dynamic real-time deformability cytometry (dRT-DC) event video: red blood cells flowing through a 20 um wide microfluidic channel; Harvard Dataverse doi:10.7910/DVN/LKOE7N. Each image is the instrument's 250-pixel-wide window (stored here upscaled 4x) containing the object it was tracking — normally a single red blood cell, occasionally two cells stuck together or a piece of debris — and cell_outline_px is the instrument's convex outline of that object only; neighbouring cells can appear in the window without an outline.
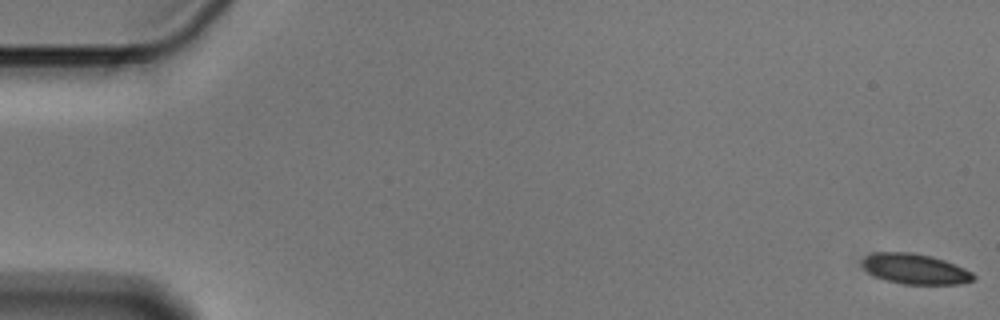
{"species": "Egyptian fruit bat (a non-hibernating species)", "species_latin": "Rousettus aegyptiacus", "temperature_condition": "cold", "stored_images_in_passage": 57, "camera_frame_rate_fps": 3000, "um_per_image_px": 0.085, "animal": {"sex": "male"}, "frame": {"image": 1, "passage_image": 1, "time_ms": 0.0, "image_size_px": [1000, 320], "cell_outline_px": [[976, 280], [960, 284], [904, 284], [888, 280], [876, 276], [868, 272], [860, 264], [860, 260], [864, 256], [872, 252], [912, 252], [932, 256], [944, 260], [964, 268], [972, 272], [976, 276]], "centroid_in_image_um": [77.77, 22.85], "position_along_channel_um": 7.2, "area_um2": 19.83}}
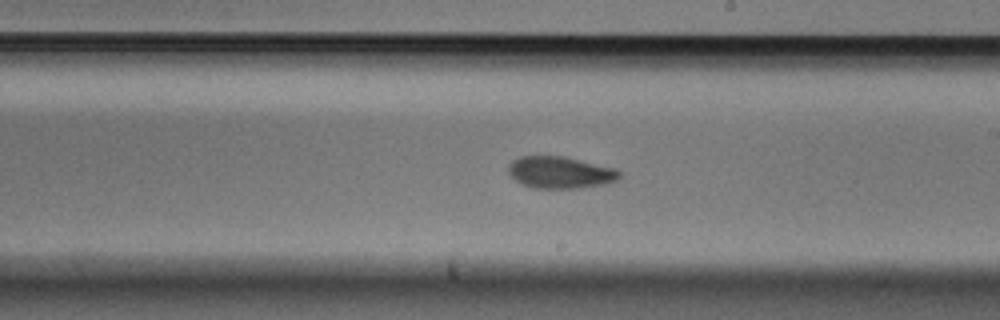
{"frame": {"image": 2, "passage_image": 33, "time_ms": 10.667, "image_size_px": [1000, 320], "cell_outline_px": [[620, 176], [616, 180], [604, 184], [580, 188], [532, 188], [520, 184], [508, 172], [508, 164], [512, 160], [520, 156], [564, 156], [616, 168], [620, 172]], "centroid_in_image_um": [47.59, 14.65], "position_along_channel_um": 241.4, "area_um2": 20.75}}
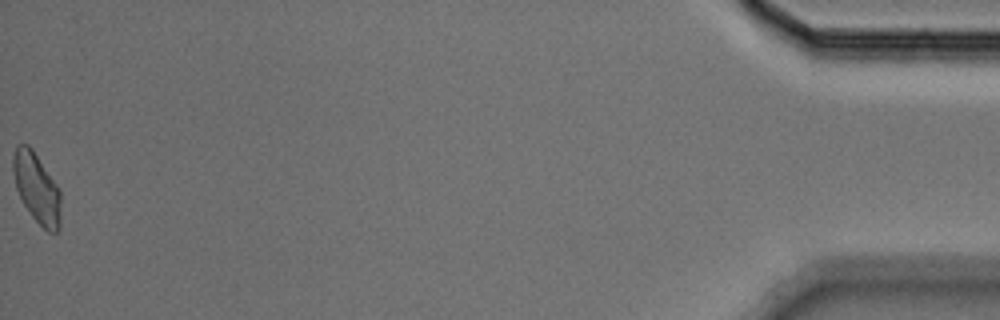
{"frame": {"image": 3, "passage_image": 57, "time_ms": 18.667, "image_size_px": [1000, 320], "cell_outline_px": [[60, 228], [56, 232], [48, 232], [32, 216], [24, 204], [16, 188], [12, 172], [12, 156], [16, 144], [28, 144], [32, 148], [60, 188]], "centroid_in_image_um": [3.11, 15.94], "position_along_channel_um": 432.1, "area_um2": 19.59}, "authors_computed_cell_mechanics": {"area_um2": 20.3456, "velocity_mm_per_s": 3.5805, "shape_relaxation_time_tau1_ms": 5.6604, "shape_relaxation_time_tau2_ms": 3.5679, "deformation_change_tau1": 0.1207, "deformation_change_tau2": 0.0881}}